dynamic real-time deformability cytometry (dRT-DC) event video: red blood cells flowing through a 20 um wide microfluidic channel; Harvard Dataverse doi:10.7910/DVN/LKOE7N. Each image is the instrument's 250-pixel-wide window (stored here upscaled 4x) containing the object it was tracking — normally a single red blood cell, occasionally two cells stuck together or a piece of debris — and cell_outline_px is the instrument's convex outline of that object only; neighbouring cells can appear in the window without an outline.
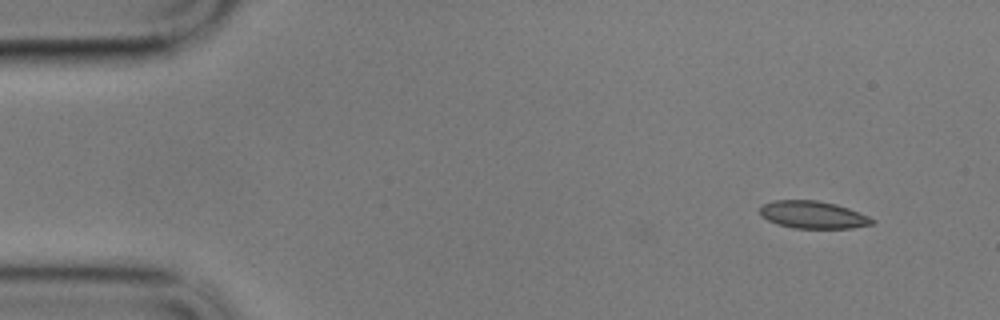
{"species": "common noctule bat (a hibernating species)", "species_latin": "Nyctalus noctula", "temperature_condition": "cold", "stored_images_in_passage": 6, "camera_frame_rate_fps": 3000, "um_per_image_px": 0.085, "animal": {"sex": "male", "body_mass_g": 17.9}, "frame": {"image": 1, "passage_image": 6, "time_ms": 1.667, "image_size_px": [1000, 320], "cell_outline_px": [[876, 220], [872, 224], [852, 228], [792, 228], [776, 224], [760, 216], [760, 208], [764, 204], [772, 200], [816, 200], [836, 204], [848, 208], [868, 216]], "centroid_in_image_um": [69.08, 18.26], "position_along_channel_um": 15.9, "area_um2": 17.98}}